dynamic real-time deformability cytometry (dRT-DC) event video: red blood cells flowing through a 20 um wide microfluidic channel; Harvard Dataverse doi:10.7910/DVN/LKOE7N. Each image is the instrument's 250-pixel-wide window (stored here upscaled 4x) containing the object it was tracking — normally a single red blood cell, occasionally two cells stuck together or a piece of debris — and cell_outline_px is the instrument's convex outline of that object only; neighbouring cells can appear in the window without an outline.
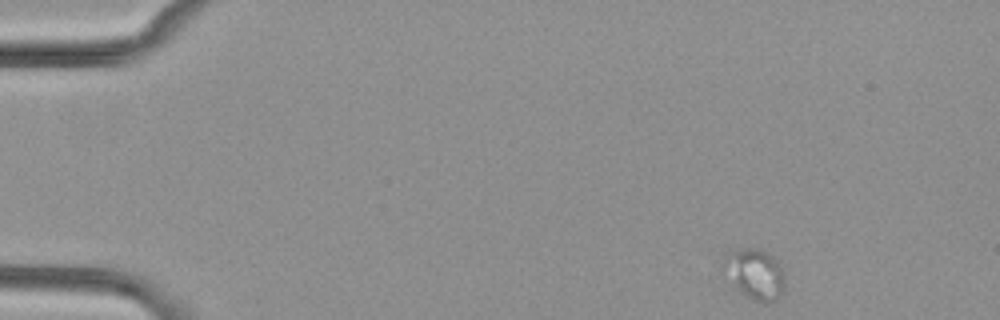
{"species": "common noctule bat (a hibernating species)", "species_latin": "Nyctalus noctula", "temperature_condition": "cold", "stored_images_in_passage": 50, "camera_frame_rate_fps": 3000, "um_per_image_px": 0.085, "animal": {"sex": "female", "body_mass_g": 29.2, "forearm_length_mm": 56.3}, "frame": {"image": 1, "passage_image": 1, "time_ms": 0.0, "image_size_px": [1000, 320], "cell_outline_px": [[784, 288], [772, 300], [764, 304], [744, 296], [736, 288], [720, 264], [728, 248], [756, 248], [772, 256], [776, 260], [784, 272]], "centroid_in_image_um": [64.09, 23.24], "position_along_channel_um": 20.9, "area_um2": 18.15}}
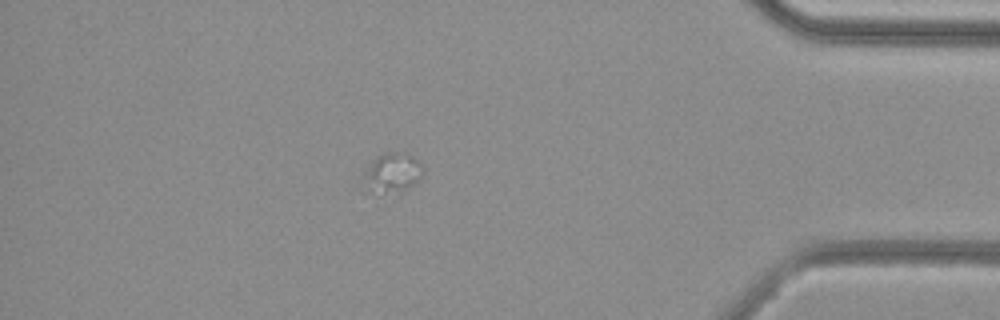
{"frame": {"image": 2, "passage_image": 42, "time_ms": 13.667, "image_size_px": [1000, 320], "cell_outline_px": [[424, 176], [420, 180], [408, 188], [380, 196], [360, 184], [360, 176], [372, 160], [376, 156], [384, 152], [396, 152], [412, 156], [424, 168]], "centroid_in_image_um": [33.28, 14.72], "position_along_channel_um": 401.9, "area_um2": 14.33}}